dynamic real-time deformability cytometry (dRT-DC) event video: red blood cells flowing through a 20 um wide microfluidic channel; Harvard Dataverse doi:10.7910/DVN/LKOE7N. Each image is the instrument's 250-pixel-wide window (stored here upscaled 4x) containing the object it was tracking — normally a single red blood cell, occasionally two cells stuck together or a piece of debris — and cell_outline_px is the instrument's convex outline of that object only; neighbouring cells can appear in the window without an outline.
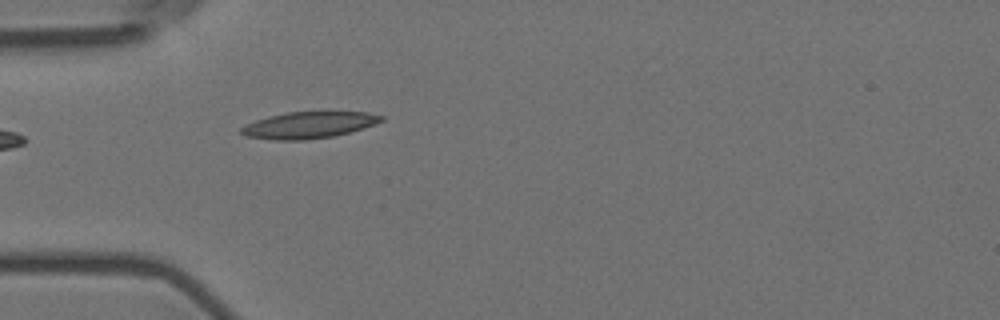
{"species": "Egyptian fruit bat (a non-hibernating species)", "species_latin": "Rousettus aegyptiacus", "temperature_condition": "room temperature", "stored_images_in_passage": 15, "camera_frame_rate_fps": 3000, "um_per_image_px": 0.085, "animal": {"sex": "female"}, "frame": {"image": 1, "passage_image": 1, "time_ms": 0.0, "image_size_px": [1000, 320], "cell_outline_px": [[384, 120], [364, 128], [332, 136], [304, 140], [272, 140], [248, 136], [240, 132], [240, 128], [256, 120], [268, 116], [288, 112], [328, 108], [368, 112], [384, 116]], "centroid_in_image_um": [26.34, 10.56], "position_along_channel_um": 58.7, "area_um2": 22.6}}
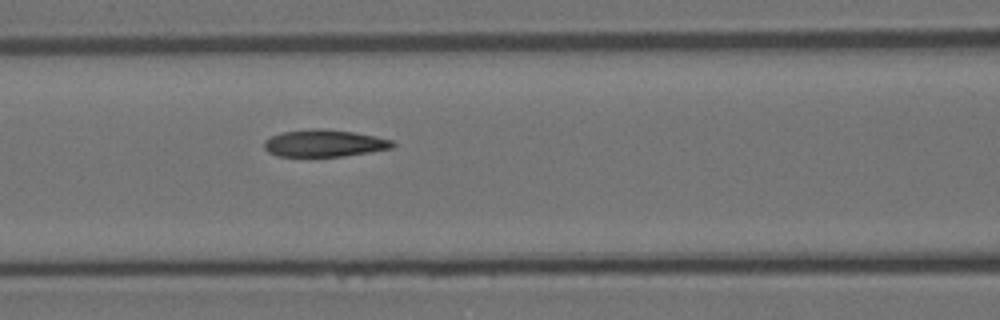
{"frame": {"image": 2, "passage_image": 8, "time_ms": 2.333, "image_size_px": [1000, 320], "cell_outline_px": [[396, 144], [392, 148], [344, 156], [276, 156], [268, 152], [264, 148], [264, 140], [272, 136], [284, 132], [312, 128], [324, 128], [352, 132], [376, 136], [392, 140]], "centroid_in_image_um": [27.56, 12.17], "position_along_channel_um": 139.0, "area_um2": 20.23}}
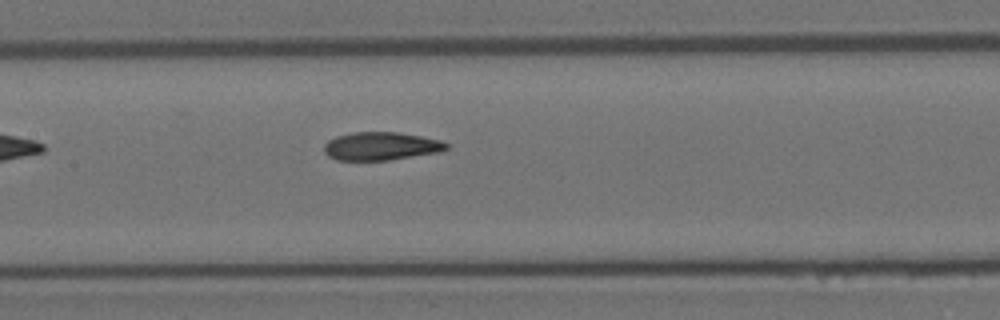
{"frame": {"image": 3, "passage_image": 11, "time_ms": 3.333, "image_size_px": [1000, 320], "cell_outline_px": [[448, 148], [440, 152], [388, 160], [336, 160], [328, 156], [324, 152], [324, 144], [328, 140], [336, 136], [352, 132], [396, 132], [420, 136], [440, 140], [448, 144]], "centroid_in_image_um": [32.36, 12.42], "position_along_channel_um": 175.0, "area_um2": 20.06}}